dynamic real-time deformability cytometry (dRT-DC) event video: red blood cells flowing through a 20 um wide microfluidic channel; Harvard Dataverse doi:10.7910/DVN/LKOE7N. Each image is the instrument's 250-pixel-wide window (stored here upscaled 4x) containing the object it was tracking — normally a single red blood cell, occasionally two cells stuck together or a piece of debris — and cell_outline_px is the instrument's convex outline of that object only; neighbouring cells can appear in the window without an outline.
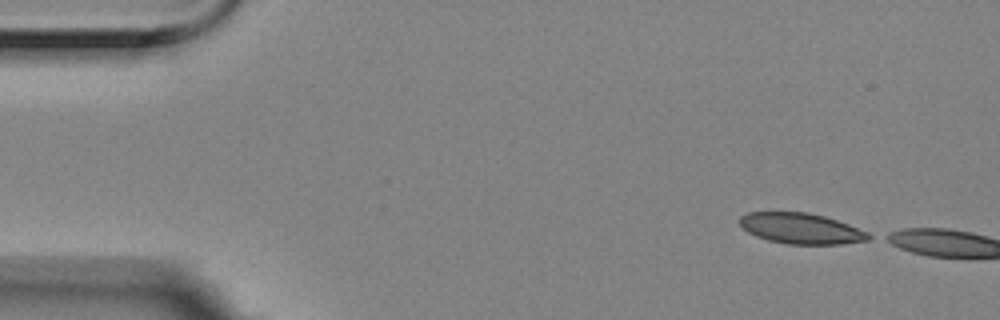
{"species": "Egyptian fruit bat (a non-hibernating species)", "species_latin": "Rousettus aegyptiacus", "temperature_condition": "room temperature", "stored_images_in_passage": 12, "camera_frame_rate_fps": 3000, "um_per_image_px": 0.085, "animal": {"sex": "female"}, "frame": {"image": 1, "passage_image": 1, "time_ms": 0.0, "image_size_px": [1000, 320], "cell_outline_px": [[876, 236], [868, 240], [840, 244], [788, 244], [768, 240], [756, 236], [748, 232], [736, 220], [740, 216], [748, 212], [808, 212], [824, 216], [848, 224], [868, 232]], "centroid_in_image_um": [68.09, 19.42], "position_along_channel_um": 16.9, "area_um2": 23.18}}